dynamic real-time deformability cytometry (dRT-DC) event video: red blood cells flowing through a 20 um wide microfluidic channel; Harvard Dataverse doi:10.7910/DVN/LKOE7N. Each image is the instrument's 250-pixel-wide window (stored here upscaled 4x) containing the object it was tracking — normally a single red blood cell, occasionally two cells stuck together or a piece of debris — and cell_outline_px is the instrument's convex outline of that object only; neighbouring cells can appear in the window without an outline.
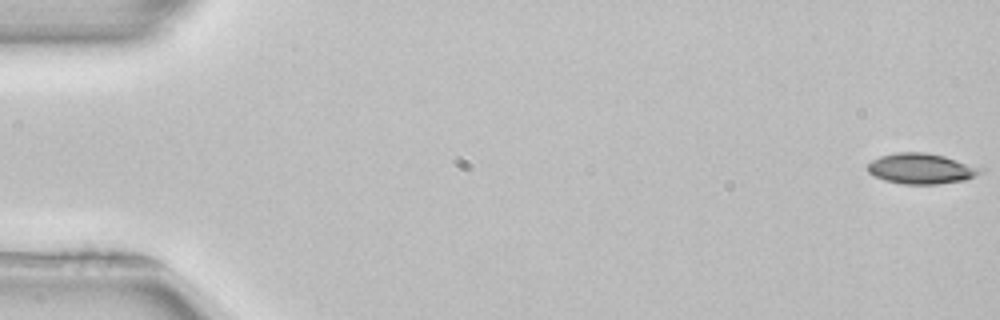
{"species": "common noctule bat (a hibernating species)", "species_latin": "Nyctalus noctula", "temperature_condition": "room temperature", "stored_images_in_passage": 53, "camera_frame_rate_fps": 3000, "um_per_image_px": 0.085, "animal": {"sex": "female", "body_mass_g": 22.7, "forearm_length_mm": 54.2}, "frame": {"image": 1, "passage_image": 1, "time_ms": 0.0, "image_size_px": [1000, 320], "cell_outline_px": [[984, 168], [976, 176], [964, 180], [936, 184], [904, 184], [884, 180], [868, 172], [868, 164], [872, 160], [880, 156], [896, 152], [924, 152], [944, 156]], "centroid_in_image_um": [78.3, 14.33], "position_along_channel_um": 6.7, "area_um2": 19.94}}
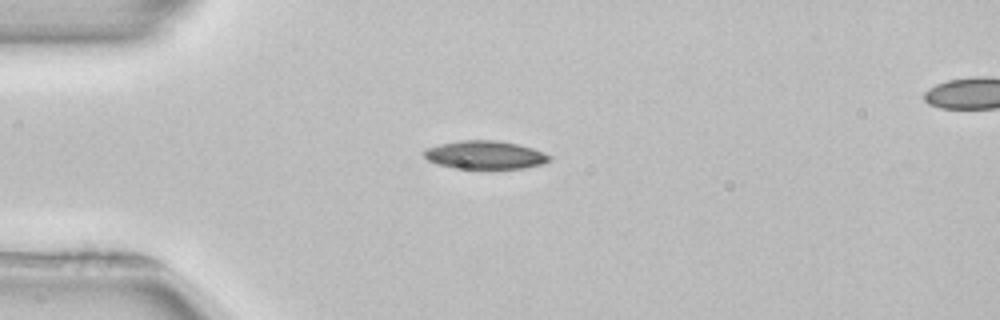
{"frame": {"image": 2, "passage_image": 14, "time_ms": 4.333, "image_size_px": [1000, 320], "cell_outline_px": [[552, 160], [544, 164], [524, 168], [452, 168], [436, 164], [428, 160], [424, 156], [424, 152], [428, 148], [440, 144], [460, 140], [496, 140], [520, 144], [544, 152], [552, 156]], "centroid_in_image_um": [41.28, 13.17], "position_along_channel_um": 43.7, "area_um2": 20.75}}
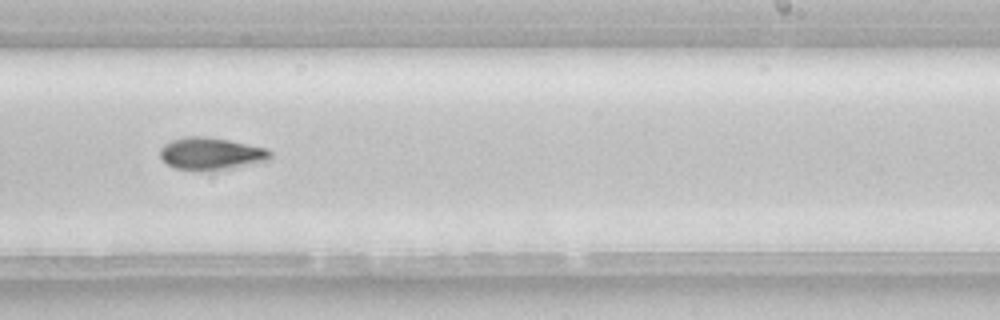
{"frame": {"image": 3, "passage_image": 33, "time_ms": 10.667, "image_size_px": [1000, 320], "cell_outline_px": [[272, 160], [228, 168], [172, 168], [160, 156], [160, 148], [164, 144], [172, 140], [184, 136], [200, 136], [228, 140], [264, 148], [272, 152]], "centroid_in_image_um": [17.94, 13.02], "position_along_channel_um": 271.1, "area_um2": 20.0}, "authors_computed_cell_mechanics": {"area_um2": 19.941, "velocity_mm_per_s": 3.9442, "shape_relaxation_time_tau1_ms": 4.8661, "shape_relaxation_time_tau2_ms": null, "deformation_change_tau1": 0.1287, "deformation_change_tau2": null}}